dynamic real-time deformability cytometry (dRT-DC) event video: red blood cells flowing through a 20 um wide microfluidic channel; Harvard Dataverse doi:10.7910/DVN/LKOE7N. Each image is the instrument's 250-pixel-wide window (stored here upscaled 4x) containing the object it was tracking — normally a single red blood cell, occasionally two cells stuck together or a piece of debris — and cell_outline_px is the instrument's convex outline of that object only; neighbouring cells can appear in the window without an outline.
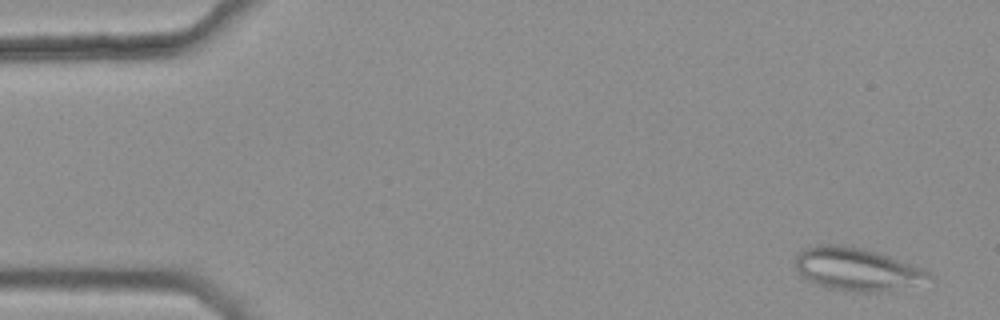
{"species": "common noctule bat (a hibernating species)", "species_latin": "Nyctalus noctula", "temperature_condition": "warm", "stored_images_in_passage": 5, "camera_frame_rate_fps": 3000, "um_per_image_px": 0.085, "animal": {"sex": "female", "body_mass_g": 25.1}, "frame": {"image": 1, "passage_image": 1, "time_ms": 0.0, "image_size_px": [1000, 320], "cell_outline_px": [[936, 280], [880, 292], [860, 292], [828, 288], [808, 280], [796, 268], [796, 256], [804, 248], [816, 244], [840, 244], [860, 248], [876, 252], [924, 268]], "centroid_in_image_um": [72.87, 22.88], "position_along_channel_um": 12.1, "area_um2": 33.18}}